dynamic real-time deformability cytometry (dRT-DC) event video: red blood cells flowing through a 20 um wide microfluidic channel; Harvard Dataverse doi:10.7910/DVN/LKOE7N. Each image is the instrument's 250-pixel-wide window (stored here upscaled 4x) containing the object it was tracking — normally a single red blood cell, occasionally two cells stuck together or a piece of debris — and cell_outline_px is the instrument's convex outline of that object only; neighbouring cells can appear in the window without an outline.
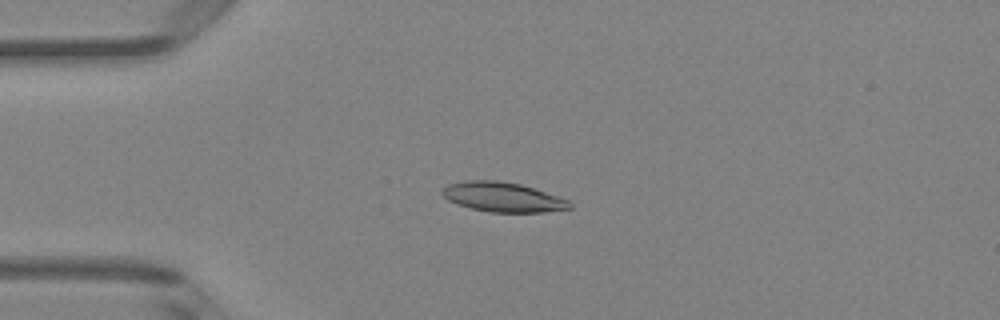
{"species": "Egyptian fruit bat (a non-hibernating species)", "species_latin": "Rousettus aegyptiacus", "temperature_condition": "room temperature", "stored_images_in_passage": 46, "camera_frame_rate_fps": 3000, "um_per_image_px": 0.085, "animal": {"sex": "female"}, "frame": {"image": 1, "passage_image": 11, "time_ms": 3.333, "image_size_px": [1000, 320], "cell_outline_px": [[572, 208], [544, 212], [488, 212], [472, 208], [448, 200], [440, 192], [448, 184], [464, 180], [500, 180], [520, 184], [568, 200], [572, 204]], "centroid_in_image_um": [42.72, 16.74], "position_along_channel_um": 42.3, "area_um2": 21.79}}
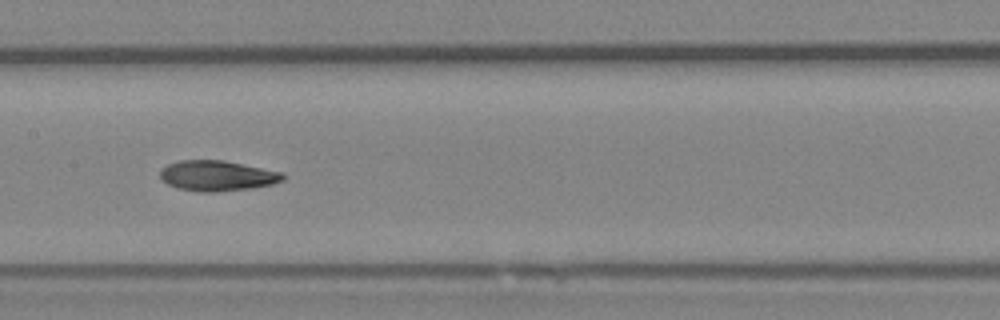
{"frame": {"image": 2, "passage_image": 23, "time_ms": 7.333, "image_size_px": [1000, 320], "cell_outline_px": [[284, 180], [272, 184], [252, 188], [216, 192], [196, 192], [176, 188], [160, 180], [160, 168], [168, 164], [180, 160], [224, 160], [284, 172]], "centroid_in_image_um": [18.44, 14.94], "position_along_channel_um": 189.0, "area_um2": 22.08}}
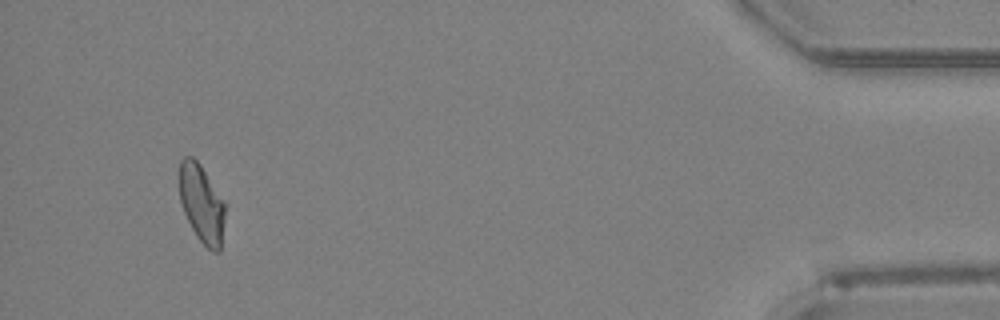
{"frame": {"image": 3, "passage_image": 44, "time_ms": 14.333, "image_size_px": [1000, 320], "cell_outline_px": [[228, 204], [220, 252], [212, 252], [196, 236], [184, 212], [180, 200], [180, 160], [184, 156], [192, 156], [200, 164]], "centroid_in_image_um": [17.2, 17.32], "position_along_channel_um": 418.0, "area_um2": 21.27}, "authors_computed_cell_mechanics": {"area_um2": 21.6172, "velocity_mm_per_s": 4.2883, "shape_relaxation_time_tau1_ms": 7.7135, "shape_relaxation_time_tau2_ms": 2.4744, "deformation_change_tau1": 0.2104, "deformation_change_tau2": 0.0852}}